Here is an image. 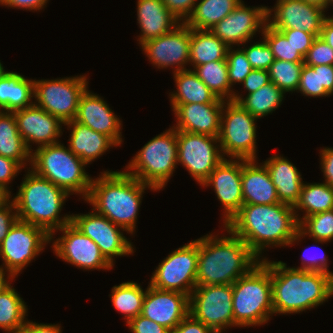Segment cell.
<instances>
[{
  "label": "cell",
  "mask_w": 333,
  "mask_h": 333,
  "mask_svg": "<svg viewBox=\"0 0 333 333\" xmlns=\"http://www.w3.org/2000/svg\"><path fill=\"white\" fill-rule=\"evenodd\" d=\"M299 217L293 206L284 203L243 204L225 229L242 239L260 259L265 247L293 245L304 237Z\"/></svg>",
  "instance_id": "obj_1"
},
{
  "label": "cell",
  "mask_w": 333,
  "mask_h": 333,
  "mask_svg": "<svg viewBox=\"0 0 333 333\" xmlns=\"http://www.w3.org/2000/svg\"><path fill=\"white\" fill-rule=\"evenodd\" d=\"M226 231L231 236L198 239L196 286L233 284L261 261L242 239Z\"/></svg>",
  "instance_id": "obj_2"
},
{
  "label": "cell",
  "mask_w": 333,
  "mask_h": 333,
  "mask_svg": "<svg viewBox=\"0 0 333 333\" xmlns=\"http://www.w3.org/2000/svg\"><path fill=\"white\" fill-rule=\"evenodd\" d=\"M270 262L274 314L300 313L315 308L333 295V276Z\"/></svg>",
  "instance_id": "obj_3"
},
{
  "label": "cell",
  "mask_w": 333,
  "mask_h": 333,
  "mask_svg": "<svg viewBox=\"0 0 333 333\" xmlns=\"http://www.w3.org/2000/svg\"><path fill=\"white\" fill-rule=\"evenodd\" d=\"M152 186L142 183L125 171H104L92 178L89 194L85 201L96 213L105 216L122 231L133 234L144 190Z\"/></svg>",
  "instance_id": "obj_4"
},
{
  "label": "cell",
  "mask_w": 333,
  "mask_h": 333,
  "mask_svg": "<svg viewBox=\"0 0 333 333\" xmlns=\"http://www.w3.org/2000/svg\"><path fill=\"white\" fill-rule=\"evenodd\" d=\"M68 196L64 189L28 169L13 198L18 220L44 229L52 240L55 231L71 222V215L59 216Z\"/></svg>",
  "instance_id": "obj_5"
},
{
  "label": "cell",
  "mask_w": 333,
  "mask_h": 333,
  "mask_svg": "<svg viewBox=\"0 0 333 333\" xmlns=\"http://www.w3.org/2000/svg\"><path fill=\"white\" fill-rule=\"evenodd\" d=\"M234 326L266 324L274 314L270 261L266 258L232 284Z\"/></svg>",
  "instance_id": "obj_6"
},
{
  "label": "cell",
  "mask_w": 333,
  "mask_h": 333,
  "mask_svg": "<svg viewBox=\"0 0 333 333\" xmlns=\"http://www.w3.org/2000/svg\"><path fill=\"white\" fill-rule=\"evenodd\" d=\"M31 153V170L50 180L68 194L79 193L87 198L92 178L85 171L86 164L68 147L55 143L37 147Z\"/></svg>",
  "instance_id": "obj_7"
},
{
  "label": "cell",
  "mask_w": 333,
  "mask_h": 333,
  "mask_svg": "<svg viewBox=\"0 0 333 333\" xmlns=\"http://www.w3.org/2000/svg\"><path fill=\"white\" fill-rule=\"evenodd\" d=\"M177 164V130L172 127L146 143L126 166L125 172L142 183L161 190Z\"/></svg>",
  "instance_id": "obj_8"
},
{
  "label": "cell",
  "mask_w": 333,
  "mask_h": 333,
  "mask_svg": "<svg viewBox=\"0 0 333 333\" xmlns=\"http://www.w3.org/2000/svg\"><path fill=\"white\" fill-rule=\"evenodd\" d=\"M226 102H224L222 109L218 136L223 156L227 155L233 159L256 160L257 127L255 123L257 118L239 103L232 100Z\"/></svg>",
  "instance_id": "obj_9"
},
{
  "label": "cell",
  "mask_w": 333,
  "mask_h": 333,
  "mask_svg": "<svg viewBox=\"0 0 333 333\" xmlns=\"http://www.w3.org/2000/svg\"><path fill=\"white\" fill-rule=\"evenodd\" d=\"M50 242V235L44 229L17 220L0 244L5 266L0 268L9 272L6 279L13 280Z\"/></svg>",
  "instance_id": "obj_10"
},
{
  "label": "cell",
  "mask_w": 333,
  "mask_h": 333,
  "mask_svg": "<svg viewBox=\"0 0 333 333\" xmlns=\"http://www.w3.org/2000/svg\"><path fill=\"white\" fill-rule=\"evenodd\" d=\"M86 75L34 80V102L63 123L74 120L81 95L88 88ZM38 102V103H37Z\"/></svg>",
  "instance_id": "obj_11"
},
{
  "label": "cell",
  "mask_w": 333,
  "mask_h": 333,
  "mask_svg": "<svg viewBox=\"0 0 333 333\" xmlns=\"http://www.w3.org/2000/svg\"><path fill=\"white\" fill-rule=\"evenodd\" d=\"M232 302V284L196 286L189 296V314L215 333H223L234 326Z\"/></svg>",
  "instance_id": "obj_12"
},
{
  "label": "cell",
  "mask_w": 333,
  "mask_h": 333,
  "mask_svg": "<svg viewBox=\"0 0 333 333\" xmlns=\"http://www.w3.org/2000/svg\"><path fill=\"white\" fill-rule=\"evenodd\" d=\"M198 239L174 250L159 263L150 285L157 289L191 295L196 287Z\"/></svg>",
  "instance_id": "obj_13"
},
{
  "label": "cell",
  "mask_w": 333,
  "mask_h": 333,
  "mask_svg": "<svg viewBox=\"0 0 333 333\" xmlns=\"http://www.w3.org/2000/svg\"><path fill=\"white\" fill-rule=\"evenodd\" d=\"M216 143L218 137L177 130V162L200 185L225 158Z\"/></svg>",
  "instance_id": "obj_14"
},
{
  "label": "cell",
  "mask_w": 333,
  "mask_h": 333,
  "mask_svg": "<svg viewBox=\"0 0 333 333\" xmlns=\"http://www.w3.org/2000/svg\"><path fill=\"white\" fill-rule=\"evenodd\" d=\"M71 223L85 236L91 238L99 247L104 257L114 265L113 257L132 254L133 245L131 241L105 216L94 211L88 214L71 215Z\"/></svg>",
  "instance_id": "obj_15"
},
{
  "label": "cell",
  "mask_w": 333,
  "mask_h": 333,
  "mask_svg": "<svg viewBox=\"0 0 333 333\" xmlns=\"http://www.w3.org/2000/svg\"><path fill=\"white\" fill-rule=\"evenodd\" d=\"M59 230L64 235L52 245L57 257L84 270L112 269L114 265L104 257L98 245L71 222Z\"/></svg>",
  "instance_id": "obj_16"
},
{
  "label": "cell",
  "mask_w": 333,
  "mask_h": 333,
  "mask_svg": "<svg viewBox=\"0 0 333 333\" xmlns=\"http://www.w3.org/2000/svg\"><path fill=\"white\" fill-rule=\"evenodd\" d=\"M141 47L159 69L175 65L173 73L188 70L184 67L190 62V27L181 22L171 32L146 41Z\"/></svg>",
  "instance_id": "obj_17"
},
{
  "label": "cell",
  "mask_w": 333,
  "mask_h": 333,
  "mask_svg": "<svg viewBox=\"0 0 333 333\" xmlns=\"http://www.w3.org/2000/svg\"><path fill=\"white\" fill-rule=\"evenodd\" d=\"M276 3L273 9H266L269 26L276 30L297 29L320 36L325 9L303 0H277Z\"/></svg>",
  "instance_id": "obj_18"
},
{
  "label": "cell",
  "mask_w": 333,
  "mask_h": 333,
  "mask_svg": "<svg viewBox=\"0 0 333 333\" xmlns=\"http://www.w3.org/2000/svg\"><path fill=\"white\" fill-rule=\"evenodd\" d=\"M267 7H246L243 1L235 7L224 19L210 30L228 47L248 43L259 29H264L267 23Z\"/></svg>",
  "instance_id": "obj_19"
},
{
  "label": "cell",
  "mask_w": 333,
  "mask_h": 333,
  "mask_svg": "<svg viewBox=\"0 0 333 333\" xmlns=\"http://www.w3.org/2000/svg\"><path fill=\"white\" fill-rule=\"evenodd\" d=\"M241 175L242 159L227 160L224 158L201 184L203 187L213 186L215 194L225 210L224 225L243 205Z\"/></svg>",
  "instance_id": "obj_20"
},
{
  "label": "cell",
  "mask_w": 333,
  "mask_h": 333,
  "mask_svg": "<svg viewBox=\"0 0 333 333\" xmlns=\"http://www.w3.org/2000/svg\"><path fill=\"white\" fill-rule=\"evenodd\" d=\"M189 307V295L157 289L149 284L141 315L167 328L172 333L189 315Z\"/></svg>",
  "instance_id": "obj_21"
},
{
  "label": "cell",
  "mask_w": 333,
  "mask_h": 333,
  "mask_svg": "<svg viewBox=\"0 0 333 333\" xmlns=\"http://www.w3.org/2000/svg\"><path fill=\"white\" fill-rule=\"evenodd\" d=\"M13 112L18 131L30 151L31 142L38 144V147L59 142L57 139L61 136L64 124L59 118L52 116L35 103Z\"/></svg>",
  "instance_id": "obj_22"
},
{
  "label": "cell",
  "mask_w": 333,
  "mask_h": 333,
  "mask_svg": "<svg viewBox=\"0 0 333 333\" xmlns=\"http://www.w3.org/2000/svg\"><path fill=\"white\" fill-rule=\"evenodd\" d=\"M224 100L212 103L172 104L176 130L218 137Z\"/></svg>",
  "instance_id": "obj_23"
},
{
  "label": "cell",
  "mask_w": 333,
  "mask_h": 333,
  "mask_svg": "<svg viewBox=\"0 0 333 333\" xmlns=\"http://www.w3.org/2000/svg\"><path fill=\"white\" fill-rule=\"evenodd\" d=\"M100 97L86 89L80 97L74 120L108 136L118 146L122 142L121 120Z\"/></svg>",
  "instance_id": "obj_24"
},
{
  "label": "cell",
  "mask_w": 333,
  "mask_h": 333,
  "mask_svg": "<svg viewBox=\"0 0 333 333\" xmlns=\"http://www.w3.org/2000/svg\"><path fill=\"white\" fill-rule=\"evenodd\" d=\"M256 160L242 159L241 184L243 204H277L280 203L275 185L264 164L261 166Z\"/></svg>",
  "instance_id": "obj_25"
},
{
  "label": "cell",
  "mask_w": 333,
  "mask_h": 333,
  "mask_svg": "<svg viewBox=\"0 0 333 333\" xmlns=\"http://www.w3.org/2000/svg\"><path fill=\"white\" fill-rule=\"evenodd\" d=\"M137 20L142 32L138 38L140 45L171 32L180 24L163 0H138Z\"/></svg>",
  "instance_id": "obj_26"
},
{
  "label": "cell",
  "mask_w": 333,
  "mask_h": 333,
  "mask_svg": "<svg viewBox=\"0 0 333 333\" xmlns=\"http://www.w3.org/2000/svg\"><path fill=\"white\" fill-rule=\"evenodd\" d=\"M276 188L280 203L295 206L300 197L303 181L300 172L283 156H272L263 163Z\"/></svg>",
  "instance_id": "obj_27"
},
{
  "label": "cell",
  "mask_w": 333,
  "mask_h": 333,
  "mask_svg": "<svg viewBox=\"0 0 333 333\" xmlns=\"http://www.w3.org/2000/svg\"><path fill=\"white\" fill-rule=\"evenodd\" d=\"M64 125L72 130L68 148L86 165L104 154L110 147L117 146L108 136L75 120L68 121Z\"/></svg>",
  "instance_id": "obj_28"
},
{
  "label": "cell",
  "mask_w": 333,
  "mask_h": 333,
  "mask_svg": "<svg viewBox=\"0 0 333 333\" xmlns=\"http://www.w3.org/2000/svg\"><path fill=\"white\" fill-rule=\"evenodd\" d=\"M34 80L17 72H6L0 78V111L13 112L33 104Z\"/></svg>",
  "instance_id": "obj_29"
},
{
  "label": "cell",
  "mask_w": 333,
  "mask_h": 333,
  "mask_svg": "<svg viewBox=\"0 0 333 333\" xmlns=\"http://www.w3.org/2000/svg\"><path fill=\"white\" fill-rule=\"evenodd\" d=\"M31 153L18 131L14 112L0 111V156L16 161L23 168L26 161L31 162Z\"/></svg>",
  "instance_id": "obj_30"
},
{
  "label": "cell",
  "mask_w": 333,
  "mask_h": 333,
  "mask_svg": "<svg viewBox=\"0 0 333 333\" xmlns=\"http://www.w3.org/2000/svg\"><path fill=\"white\" fill-rule=\"evenodd\" d=\"M229 47L210 30L190 28V63L193 68L208 62L226 60Z\"/></svg>",
  "instance_id": "obj_31"
},
{
  "label": "cell",
  "mask_w": 333,
  "mask_h": 333,
  "mask_svg": "<svg viewBox=\"0 0 333 333\" xmlns=\"http://www.w3.org/2000/svg\"><path fill=\"white\" fill-rule=\"evenodd\" d=\"M174 78L177 92H172L171 104L212 103L219 100L191 69L177 71Z\"/></svg>",
  "instance_id": "obj_32"
},
{
  "label": "cell",
  "mask_w": 333,
  "mask_h": 333,
  "mask_svg": "<svg viewBox=\"0 0 333 333\" xmlns=\"http://www.w3.org/2000/svg\"><path fill=\"white\" fill-rule=\"evenodd\" d=\"M191 15L184 22L197 30H211L230 14L241 0H197Z\"/></svg>",
  "instance_id": "obj_33"
},
{
  "label": "cell",
  "mask_w": 333,
  "mask_h": 333,
  "mask_svg": "<svg viewBox=\"0 0 333 333\" xmlns=\"http://www.w3.org/2000/svg\"><path fill=\"white\" fill-rule=\"evenodd\" d=\"M284 92L271 81L245 98L235 93L233 100L239 103L252 116L260 119L275 111L282 103Z\"/></svg>",
  "instance_id": "obj_34"
},
{
  "label": "cell",
  "mask_w": 333,
  "mask_h": 333,
  "mask_svg": "<svg viewBox=\"0 0 333 333\" xmlns=\"http://www.w3.org/2000/svg\"><path fill=\"white\" fill-rule=\"evenodd\" d=\"M293 208L295 213L302 209L305 212V216L298 218L299 224L313 214L333 210V188L325 182L303 183L300 197Z\"/></svg>",
  "instance_id": "obj_35"
},
{
  "label": "cell",
  "mask_w": 333,
  "mask_h": 333,
  "mask_svg": "<svg viewBox=\"0 0 333 333\" xmlns=\"http://www.w3.org/2000/svg\"><path fill=\"white\" fill-rule=\"evenodd\" d=\"M193 71L217 98L224 101L233 100L235 92L231 90L226 60L201 64L196 66Z\"/></svg>",
  "instance_id": "obj_36"
},
{
  "label": "cell",
  "mask_w": 333,
  "mask_h": 333,
  "mask_svg": "<svg viewBox=\"0 0 333 333\" xmlns=\"http://www.w3.org/2000/svg\"><path fill=\"white\" fill-rule=\"evenodd\" d=\"M111 296L114 308L124 314L126 323L142 312L146 291L135 282H123L112 288Z\"/></svg>",
  "instance_id": "obj_37"
},
{
  "label": "cell",
  "mask_w": 333,
  "mask_h": 333,
  "mask_svg": "<svg viewBox=\"0 0 333 333\" xmlns=\"http://www.w3.org/2000/svg\"><path fill=\"white\" fill-rule=\"evenodd\" d=\"M12 287L0 295V328L8 333H17L26 322L27 307Z\"/></svg>",
  "instance_id": "obj_38"
},
{
  "label": "cell",
  "mask_w": 333,
  "mask_h": 333,
  "mask_svg": "<svg viewBox=\"0 0 333 333\" xmlns=\"http://www.w3.org/2000/svg\"><path fill=\"white\" fill-rule=\"evenodd\" d=\"M304 62H289L275 59L270 65L269 79L284 93L297 91Z\"/></svg>",
  "instance_id": "obj_39"
},
{
  "label": "cell",
  "mask_w": 333,
  "mask_h": 333,
  "mask_svg": "<svg viewBox=\"0 0 333 333\" xmlns=\"http://www.w3.org/2000/svg\"><path fill=\"white\" fill-rule=\"evenodd\" d=\"M299 230L304 236L309 235V237H312L318 243L333 240V210L306 217L299 224Z\"/></svg>",
  "instance_id": "obj_40"
},
{
  "label": "cell",
  "mask_w": 333,
  "mask_h": 333,
  "mask_svg": "<svg viewBox=\"0 0 333 333\" xmlns=\"http://www.w3.org/2000/svg\"><path fill=\"white\" fill-rule=\"evenodd\" d=\"M263 38L270 46L274 59L289 62H304V57L298 52L285 35L267 23L261 30Z\"/></svg>",
  "instance_id": "obj_41"
},
{
  "label": "cell",
  "mask_w": 333,
  "mask_h": 333,
  "mask_svg": "<svg viewBox=\"0 0 333 333\" xmlns=\"http://www.w3.org/2000/svg\"><path fill=\"white\" fill-rule=\"evenodd\" d=\"M226 62L228 69V78L231 87L233 86V83H243L246 76L253 69L245 55V52L240 48L234 50L232 49V47H229Z\"/></svg>",
  "instance_id": "obj_42"
},
{
  "label": "cell",
  "mask_w": 333,
  "mask_h": 333,
  "mask_svg": "<svg viewBox=\"0 0 333 333\" xmlns=\"http://www.w3.org/2000/svg\"><path fill=\"white\" fill-rule=\"evenodd\" d=\"M297 90L300 91L303 95L305 94L304 96L310 97H327L330 95L324 86L321 85L320 65H303L300 74V83Z\"/></svg>",
  "instance_id": "obj_43"
},
{
  "label": "cell",
  "mask_w": 333,
  "mask_h": 333,
  "mask_svg": "<svg viewBox=\"0 0 333 333\" xmlns=\"http://www.w3.org/2000/svg\"><path fill=\"white\" fill-rule=\"evenodd\" d=\"M262 42H256L255 44L242 48L245 55L250 62L253 69L266 70L268 71L270 65L274 62V56L272 50L265 38Z\"/></svg>",
  "instance_id": "obj_44"
},
{
  "label": "cell",
  "mask_w": 333,
  "mask_h": 333,
  "mask_svg": "<svg viewBox=\"0 0 333 333\" xmlns=\"http://www.w3.org/2000/svg\"><path fill=\"white\" fill-rule=\"evenodd\" d=\"M304 64L308 66L333 65V48L321 37H316L304 57Z\"/></svg>",
  "instance_id": "obj_45"
},
{
  "label": "cell",
  "mask_w": 333,
  "mask_h": 333,
  "mask_svg": "<svg viewBox=\"0 0 333 333\" xmlns=\"http://www.w3.org/2000/svg\"><path fill=\"white\" fill-rule=\"evenodd\" d=\"M279 31H281L285 37L291 41L292 45L303 57H305L314 39L317 37L313 33H307L297 29H286Z\"/></svg>",
  "instance_id": "obj_46"
},
{
  "label": "cell",
  "mask_w": 333,
  "mask_h": 333,
  "mask_svg": "<svg viewBox=\"0 0 333 333\" xmlns=\"http://www.w3.org/2000/svg\"><path fill=\"white\" fill-rule=\"evenodd\" d=\"M132 333H171L167 328L141 314L127 322Z\"/></svg>",
  "instance_id": "obj_47"
},
{
  "label": "cell",
  "mask_w": 333,
  "mask_h": 333,
  "mask_svg": "<svg viewBox=\"0 0 333 333\" xmlns=\"http://www.w3.org/2000/svg\"><path fill=\"white\" fill-rule=\"evenodd\" d=\"M14 212H13V211ZM18 220L16 207L13 200H8L2 207H0V244L8 234L10 228Z\"/></svg>",
  "instance_id": "obj_48"
},
{
  "label": "cell",
  "mask_w": 333,
  "mask_h": 333,
  "mask_svg": "<svg viewBox=\"0 0 333 333\" xmlns=\"http://www.w3.org/2000/svg\"><path fill=\"white\" fill-rule=\"evenodd\" d=\"M197 0H163L166 8L181 23L191 15Z\"/></svg>",
  "instance_id": "obj_49"
},
{
  "label": "cell",
  "mask_w": 333,
  "mask_h": 333,
  "mask_svg": "<svg viewBox=\"0 0 333 333\" xmlns=\"http://www.w3.org/2000/svg\"><path fill=\"white\" fill-rule=\"evenodd\" d=\"M22 167L14 160L0 156V187L11 195L8 190L9 182L17 176Z\"/></svg>",
  "instance_id": "obj_50"
},
{
  "label": "cell",
  "mask_w": 333,
  "mask_h": 333,
  "mask_svg": "<svg viewBox=\"0 0 333 333\" xmlns=\"http://www.w3.org/2000/svg\"><path fill=\"white\" fill-rule=\"evenodd\" d=\"M310 248L312 249L314 247H309L308 249H305L303 253L306 254L307 253L306 251H308ZM303 256L301 257L302 266L297 267L295 269L307 270V271H311V272H322V273H327V274H330L333 276V273L328 270V263H327L328 259L324 255V253L322 255H317L319 257H316L315 254H314V256L312 255V257L311 256L308 257L309 255L308 256L306 255V257H308V258H306L305 256L303 257Z\"/></svg>",
  "instance_id": "obj_51"
},
{
  "label": "cell",
  "mask_w": 333,
  "mask_h": 333,
  "mask_svg": "<svg viewBox=\"0 0 333 333\" xmlns=\"http://www.w3.org/2000/svg\"><path fill=\"white\" fill-rule=\"evenodd\" d=\"M270 82L269 72L266 70L252 69L243 81L244 88L248 94L255 92L260 87Z\"/></svg>",
  "instance_id": "obj_52"
},
{
  "label": "cell",
  "mask_w": 333,
  "mask_h": 333,
  "mask_svg": "<svg viewBox=\"0 0 333 333\" xmlns=\"http://www.w3.org/2000/svg\"><path fill=\"white\" fill-rule=\"evenodd\" d=\"M172 333H215L202 322L194 319L190 314L185 317Z\"/></svg>",
  "instance_id": "obj_53"
},
{
  "label": "cell",
  "mask_w": 333,
  "mask_h": 333,
  "mask_svg": "<svg viewBox=\"0 0 333 333\" xmlns=\"http://www.w3.org/2000/svg\"><path fill=\"white\" fill-rule=\"evenodd\" d=\"M320 152L325 183L333 188V148H323Z\"/></svg>",
  "instance_id": "obj_54"
},
{
  "label": "cell",
  "mask_w": 333,
  "mask_h": 333,
  "mask_svg": "<svg viewBox=\"0 0 333 333\" xmlns=\"http://www.w3.org/2000/svg\"><path fill=\"white\" fill-rule=\"evenodd\" d=\"M60 325L26 321L17 333H62Z\"/></svg>",
  "instance_id": "obj_55"
},
{
  "label": "cell",
  "mask_w": 333,
  "mask_h": 333,
  "mask_svg": "<svg viewBox=\"0 0 333 333\" xmlns=\"http://www.w3.org/2000/svg\"><path fill=\"white\" fill-rule=\"evenodd\" d=\"M48 0H0V4L11 8L39 10L44 7Z\"/></svg>",
  "instance_id": "obj_56"
},
{
  "label": "cell",
  "mask_w": 333,
  "mask_h": 333,
  "mask_svg": "<svg viewBox=\"0 0 333 333\" xmlns=\"http://www.w3.org/2000/svg\"><path fill=\"white\" fill-rule=\"evenodd\" d=\"M321 85L326 91L333 94V65H320Z\"/></svg>",
  "instance_id": "obj_57"
},
{
  "label": "cell",
  "mask_w": 333,
  "mask_h": 333,
  "mask_svg": "<svg viewBox=\"0 0 333 333\" xmlns=\"http://www.w3.org/2000/svg\"><path fill=\"white\" fill-rule=\"evenodd\" d=\"M319 37L333 48V16L324 18Z\"/></svg>",
  "instance_id": "obj_58"
},
{
  "label": "cell",
  "mask_w": 333,
  "mask_h": 333,
  "mask_svg": "<svg viewBox=\"0 0 333 333\" xmlns=\"http://www.w3.org/2000/svg\"><path fill=\"white\" fill-rule=\"evenodd\" d=\"M6 272L7 271L0 268V295L11 286V283L5 279Z\"/></svg>",
  "instance_id": "obj_59"
},
{
  "label": "cell",
  "mask_w": 333,
  "mask_h": 333,
  "mask_svg": "<svg viewBox=\"0 0 333 333\" xmlns=\"http://www.w3.org/2000/svg\"><path fill=\"white\" fill-rule=\"evenodd\" d=\"M10 194L0 187V207H2L9 199Z\"/></svg>",
  "instance_id": "obj_60"
},
{
  "label": "cell",
  "mask_w": 333,
  "mask_h": 333,
  "mask_svg": "<svg viewBox=\"0 0 333 333\" xmlns=\"http://www.w3.org/2000/svg\"><path fill=\"white\" fill-rule=\"evenodd\" d=\"M303 1L320 6L323 9H327V0H303Z\"/></svg>",
  "instance_id": "obj_61"
},
{
  "label": "cell",
  "mask_w": 333,
  "mask_h": 333,
  "mask_svg": "<svg viewBox=\"0 0 333 333\" xmlns=\"http://www.w3.org/2000/svg\"><path fill=\"white\" fill-rule=\"evenodd\" d=\"M6 73V71L4 70V67L2 66L1 62H0V78Z\"/></svg>",
  "instance_id": "obj_62"
},
{
  "label": "cell",
  "mask_w": 333,
  "mask_h": 333,
  "mask_svg": "<svg viewBox=\"0 0 333 333\" xmlns=\"http://www.w3.org/2000/svg\"><path fill=\"white\" fill-rule=\"evenodd\" d=\"M330 4H333V0H327V8H329L328 6H329Z\"/></svg>",
  "instance_id": "obj_63"
}]
</instances>
